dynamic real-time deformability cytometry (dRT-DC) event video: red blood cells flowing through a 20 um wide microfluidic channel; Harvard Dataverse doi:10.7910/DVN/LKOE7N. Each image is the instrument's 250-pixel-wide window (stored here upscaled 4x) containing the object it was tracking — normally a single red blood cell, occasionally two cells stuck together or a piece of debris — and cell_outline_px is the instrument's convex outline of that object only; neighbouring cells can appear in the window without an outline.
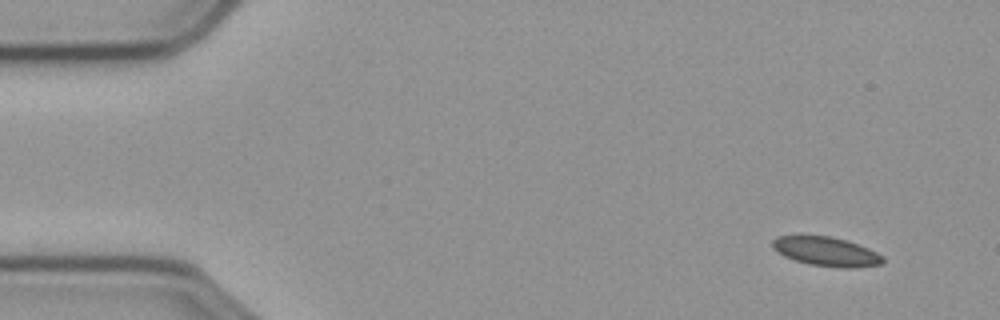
{"species": "common noctule bat (a hibernating species)", "species_latin": "Nyctalus noctula", "temperature_condition": "cold", "stored_images_in_passage": 55, "camera_frame_rate_fps": 3000, "um_per_image_px": 0.085, "animal": {"sex": "male", "body_mass_g": 23.1, "forearm_length_mm": 52.7}, "frame": {"image": 1, "passage_image": 1, "time_ms": 0.0, "image_size_px": [1000, 320], "cell_outline_px": [[884, 260], [880, 264], [856, 268], [840, 268], [808, 264], [784, 256], [776, 252], [772, 248], [772, 240], [776, 236], [828, 236], [844, 240], [868, 248], [884, 256]], "centroid_in_image_um": [70.21, 21.39], "position_along_channel_um": 14.8, "area_um2": 18.67}}
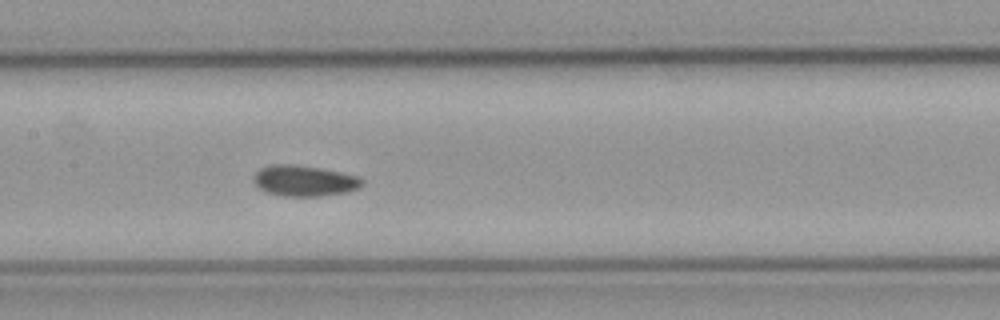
{"frame": {"image": 2, "passage_image": 24, "time_ms": 7.667, "image_size_px": [1000, 320], "cell_outline_px": [[364, 184], [360, 188], [348, 192], [320, 196], [284, 196], [268, 192], [260, 188], [252, 180], [252, 176], [260, 168], [268, 164], [296, 164], [320, 168], [360, 176], [364, 180]], "centroid_in_image_um": [25.89, 15.35], "position_along_channel_um": 181.5, "area_um2": 19.77}}
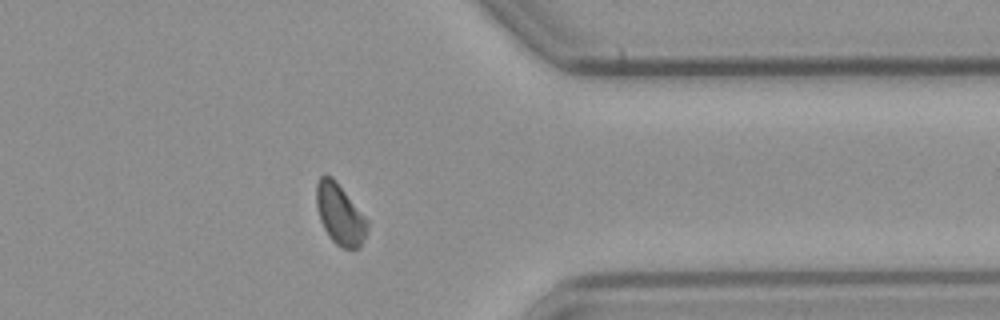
{"frame": {"image": 3, "passage_image": 42, "time_ms": 13.667, "image_size_px": [1000, 320], "cell_outline_px": [[368, 228], [364, 240], [360, 248], [340, 248], [328, 236], [320, 220], [316, 208], [316, 184], [320, 176], [332, 176], [368, 220]], "centroid_in_image_um": [28.89, 18.24], "position_along_channel_um": 382.5, "area_um2": 18.03}, "authors_computed_cell_mechanics": {"area_um2": 18.6116, "velocity_mm_per_s": 3.5652, "shape_relaxation_time_tau1_ms": 3.9428, "shape_relaxation_time_tau2_ms": 2.5003, "deformation_change_tau1": 0.0944, "deformation_change_tau2": 0.0722}}